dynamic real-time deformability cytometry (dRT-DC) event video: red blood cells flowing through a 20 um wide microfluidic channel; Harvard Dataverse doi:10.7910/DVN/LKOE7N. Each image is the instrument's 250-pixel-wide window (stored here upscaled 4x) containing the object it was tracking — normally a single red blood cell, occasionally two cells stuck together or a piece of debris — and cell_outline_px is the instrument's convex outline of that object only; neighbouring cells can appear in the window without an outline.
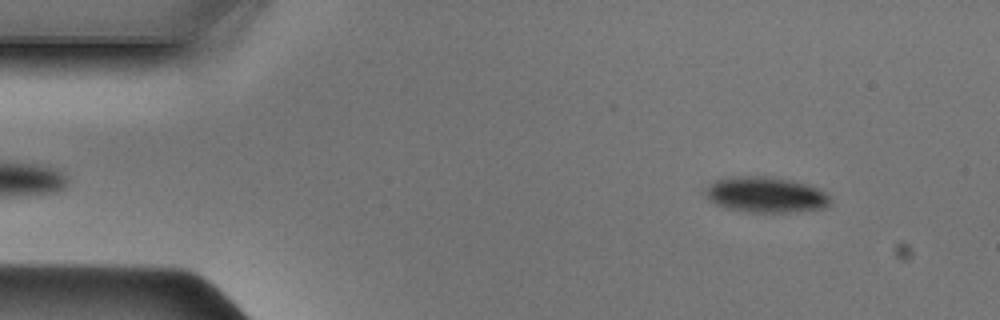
{"species": "Egyptian fruit bat (a non-hibernating species)", "species_latin": "Rousettus aegyptiacus", "temperature_condition": "cold", "stored_images_in_passage": 45, "camera_frame_rate_fps": 3000, "um_per_image_px": 0.085, "animal": {"sex": "male"}, "frame": {"image": 1, "passage_image": 3, "time_ms": 0.667, "image_size_px": [1000, 320], "cell_outline_px": [[832, 204], [828, 208], [796, 212], [748, 212], [724, 208], [716, 204], [704, 192], [716, 180], [732, 176], [764, 176], [792, 180], [808, 184], [824, 192], [832, 200]], "centroid_in_image_um": [65.16, 16.57], "position_along_channel_um": 19.8, "area_um2": 26.01}}
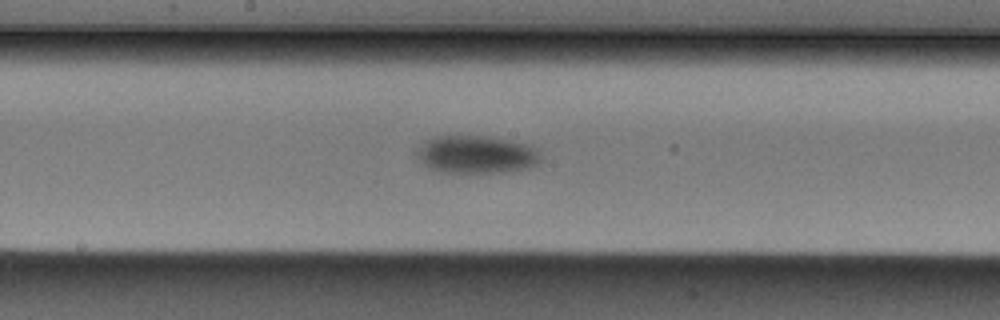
{"frame": {"image": 2, "passage_image": 22, "time_ms": 7.0, "image_size_px": [1000, 320], "cell_outline_px": [[544, 160], [536, 164], [524, 168], [504, 172], [440, 172], [428, 168], [412, 152], [424, 140], [436, 136], [488, 136], [508, 140], [540, 148]], "centroid_in_image_um": [40.47, 13.12], "position_along_channel_um": 207.7, "area_um2": 27.69}}
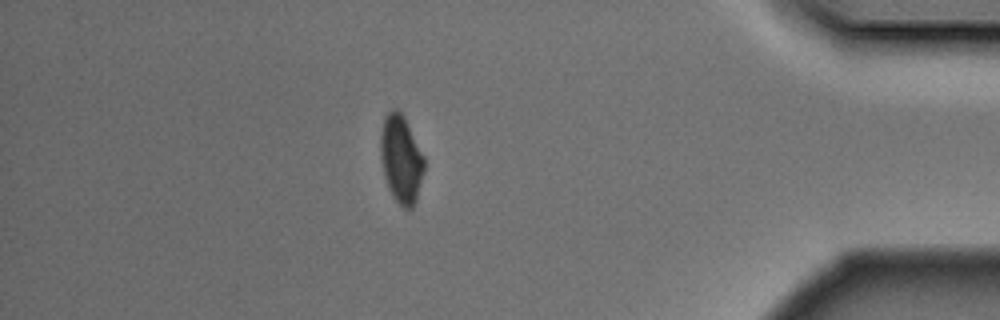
{"frame": {"image": 3, "passage_image": 39, "time_ms": 12.667, "image_size_px": [1000, 320], "cell_outline_px": [[424, 172], [416, 200], [412, 208], [404, 208], [392, 196], [388, 188], [384, 176], [380, 156], [380, 136], [384, 116], [392, 108], [396, 108], [404, 116], [424, 156]], "centroid_in_image_um": [34.08, 13.51], "position_along_channel_um": 401.1, "area_um2": 22.43}}